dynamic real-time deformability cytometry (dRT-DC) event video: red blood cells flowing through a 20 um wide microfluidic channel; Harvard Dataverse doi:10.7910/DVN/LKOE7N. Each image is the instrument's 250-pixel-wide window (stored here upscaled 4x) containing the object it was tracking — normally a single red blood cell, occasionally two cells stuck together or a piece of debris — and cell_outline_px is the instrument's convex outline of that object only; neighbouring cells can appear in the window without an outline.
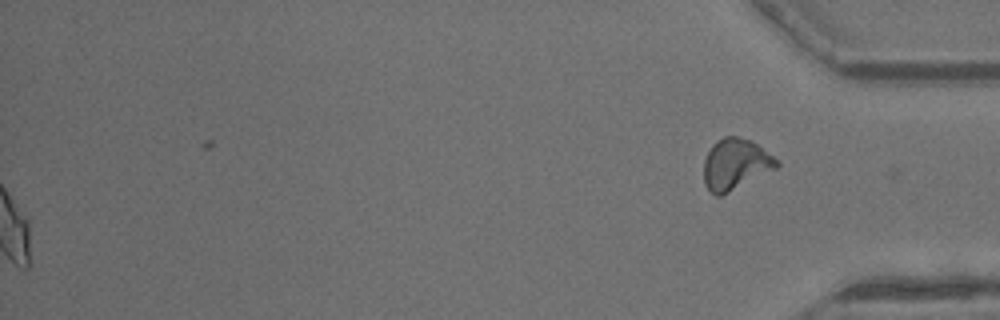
{"species": "common noctule bat (a hibernating species)", "species_latin": "Nyctalus noctula", "temperature_condition": "warm", "stored_images_in_passage": 45, "segment_of_instrument_passage": [2, 2], "camera_frame_rate_fps": 3000, "um_per_image_px": 0.085, "animal": {"sex": "male", "body_mass_g": 13.3}, "frame": {"image": 1, "passage_image": 45, "time_ms": 14.667, "image_size_px": [1000, 320], "cell_outline_px": [[780, 164], [776, 168], [720, 196], [716, 196], [704, 184], [704, 160], [712, 144], [716, 140], [724, 136], [736, 136], [752, 140], [780, 160]], "centroid_in_image_um": [62.52, 13.92], "position_along_channel_um": 372.7, "area_um2": 21.62}}